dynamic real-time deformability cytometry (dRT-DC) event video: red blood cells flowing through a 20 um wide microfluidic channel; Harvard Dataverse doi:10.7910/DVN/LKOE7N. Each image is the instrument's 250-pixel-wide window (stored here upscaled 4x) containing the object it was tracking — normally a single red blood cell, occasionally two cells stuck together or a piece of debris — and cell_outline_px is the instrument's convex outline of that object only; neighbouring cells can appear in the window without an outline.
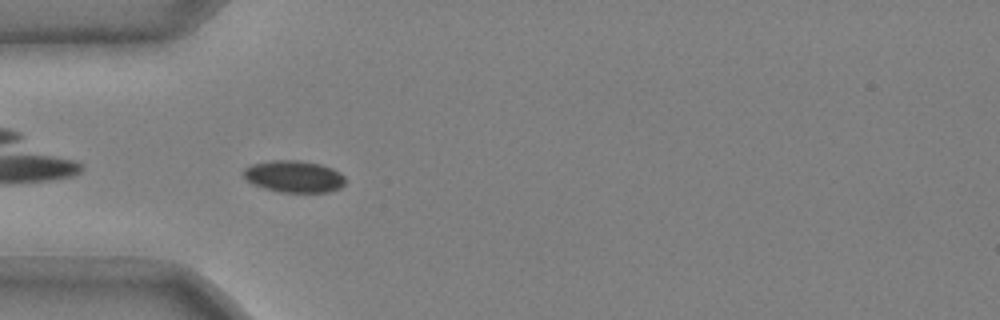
{"species": "common noctule bat (a hibernating species)", "species_latin": "Nyctalus noctula", "temperature_condition": "cold", "stored_images_in_passage": 38, "camera_frame_rate_fps": 3000, "um_per_image_px": 0.085, "animal": {"sex": "male", "body_mass_g": 20.4}, "frame": {"image": 1, "passage_image": 2, "time_ms": 0.333, "image_size_px": [1000, 320], "cell_outline_px": [[344, 184], [340, 188], [328, 192], [280, 192], [264, 188], [252, 184], [240, 172], [244, 168], [252, 164], [272, 160], [296, 160], [320, 164], [332, 168], [340, 172], [344, 176]], "centroid_in_image_um": [24.97, 15.0], "position_along_channel_um": 60.0, "area_um2": 18.96}}
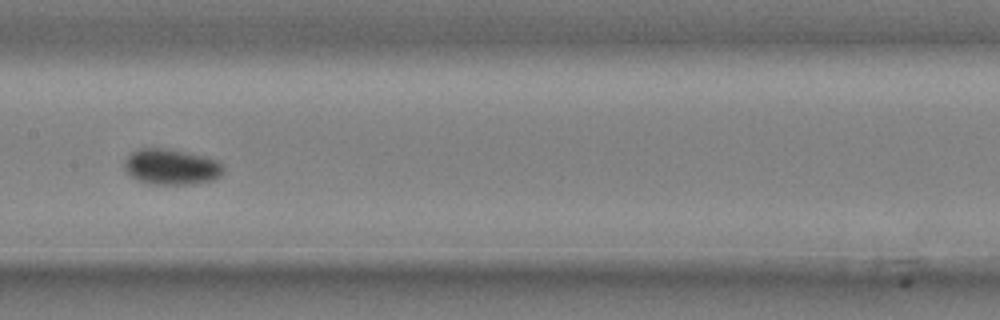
{"frame": {"image": 2, "passage_image": 13, "time_ms": 4.0, "image_size_px": [1000, 320], "cell_outline_px": [[224, 172], [220, 176], [212, 180], [192, 184], [152, 184], [140, 180], [132, 176], [124, 168], [124, 160], [132, 152], [140, 148], [168, 148], [208, 156], [220, 160], [224, 164]], "centroid_in_image_um": [14.63, 14.16], "position_along_channel_um": 192.8, "area_um2": 20.87}}
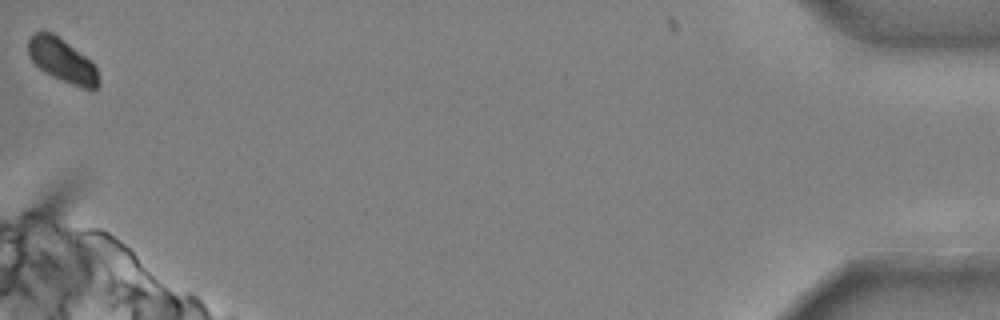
{"frame": {"image": 3, "passage_image": 38, "time_ms": 12.333, "image_size_px": [1000, 320], "cell_outline_px": [[100, 84], [92, 92], [60, 80], [44, 72], [28, 56], [28, 36], [32, 32], [52, 32], [92, 60], [96, 68], [100, 80]], "centroid_in_image_um": [5.31, 5.16], "position_along_channel_um": 429.9, "area_um2": 18.26}, "authors_computed_cell_mechanics": {"area_um2": 19.5075, "velocity_mm_per_s": 3.6935, "shape_relaxation_time_tau1_ms": 10.3801, "shape_relaxation_time_tau2_ms": null, "deformation_change_tau1": 0.1057, "deformation_change_tau2": null}}